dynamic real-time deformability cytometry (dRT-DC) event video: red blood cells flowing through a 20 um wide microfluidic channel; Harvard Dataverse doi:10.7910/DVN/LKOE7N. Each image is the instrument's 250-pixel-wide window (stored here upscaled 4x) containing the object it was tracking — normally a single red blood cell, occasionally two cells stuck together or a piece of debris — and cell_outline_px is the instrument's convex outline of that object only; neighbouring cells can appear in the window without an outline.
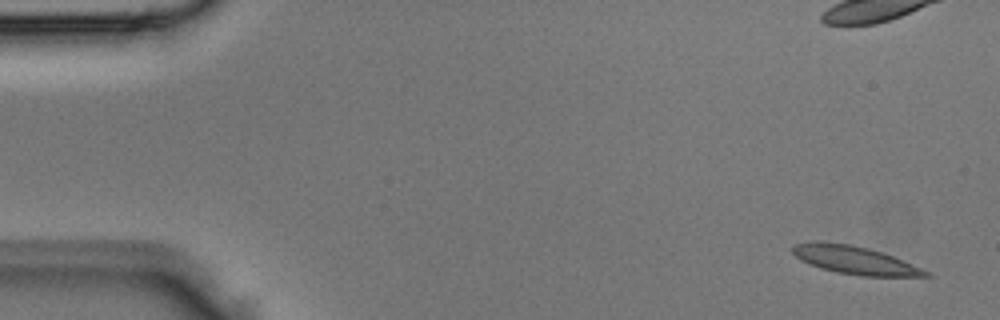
{"species": "Egyptian fruit bat (a non-hibernating species)", "species_latin": "Rousettus aegyptiacus", "temperature_condition": "room temperature", "stored_images_in_passage": 5, "camera_frame_rate_fps": 3000, "um_per_image_px": 0.085, "animal": {"sex": "male"}, "frame": {"image": 1, "passage_image": 1, "time_ms": 0.0, "image_size_px": [1000, 320], "cell_outline_px": [[932, 276], [864, 276], [836, 272], [820, 268], [800, 260], [792, 252], [792, 244], [812, 240], [816, 240], [848, 244], [868, 248], [892, 256], [920, 268], [928, 272]], "centroid_in_image_um": [72.54, 22.09], "position_along_channel_um": 12.5, "area_um2": 21.56}}
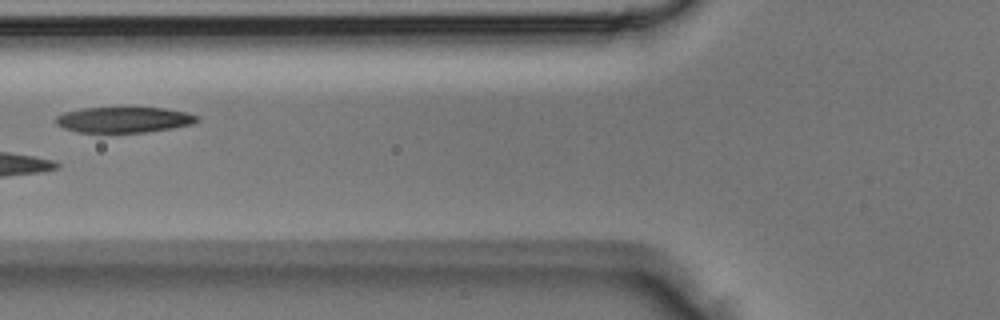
{"frame": {"image": 2, "passage_image": 5, "time_ms": 1.333, "image_size_px": [1000, 320], "cell_outline_px": [[200, 120], [192, 124], [172, 128], [148, 132], [80, 132], [64, 128], [56, 124], [56, 116], [64, 112], [80, 108], [128, 104], [136, 104], [164, 108], [188, 112], [200, 116]], "centroid_in_image_um": [10.57, 10.11], "position_along_channel_um": 115.2, "area_um2": 22.48}}